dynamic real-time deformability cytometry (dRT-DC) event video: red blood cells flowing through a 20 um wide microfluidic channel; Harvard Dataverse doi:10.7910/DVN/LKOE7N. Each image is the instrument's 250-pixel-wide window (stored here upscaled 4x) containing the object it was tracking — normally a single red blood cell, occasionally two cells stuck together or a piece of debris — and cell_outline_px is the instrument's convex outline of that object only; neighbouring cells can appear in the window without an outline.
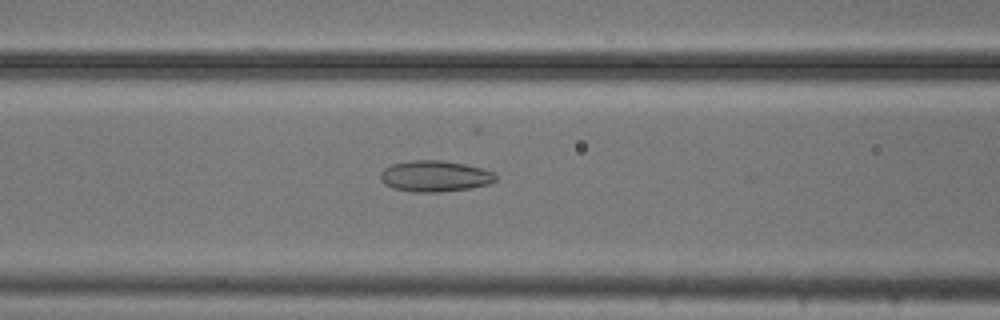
{"species": "common noctule bat (a hibernating species)", "species_latin": "Nyctalus noctula", "temperature_condition": "cold", "stored_images_in_passage": 43, "camera_frame_rate_fps": 3000, "um_per_image_px": 0.085, "animal": {"sex": "male", "body_mass_g": 20.5, "forearm_length_mm": 52.5}, "frame": {"image": 1, "passage_image": 22, "time_ms": 7.0, "image_size_px": [1000, 320], "cell_outline_px": [[496, 180], [488, 184], [468, 188], [440, 192], [412, 192], [396, 188], [384, 184], [380, 180], [380, 172], [384, 168], [392, 164], [412, 160], [444, 160], [464, 164], [480, 168], [492, 172], [496, 176]], "centroid_in_image_um": [36.92, 14.97], "position_along_channel_um": 129.7, "area_um2": 20.75}}
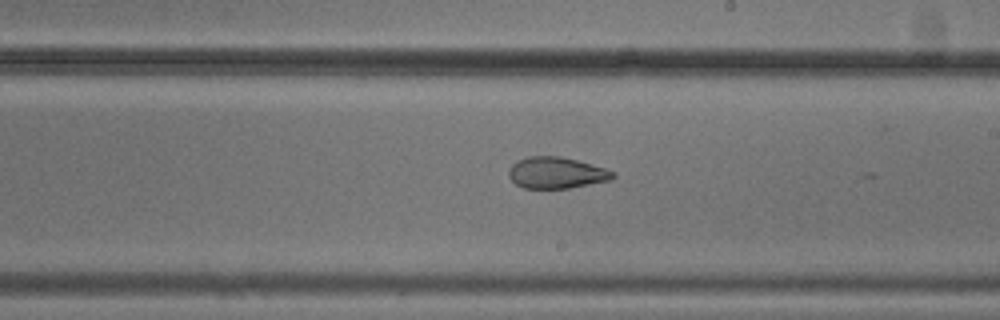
{"frame": {"image": 2, "passage_image": 31, "time_ms": 10.0, "image_size_px": [1000, 320], "cell_outline_px": [[616, 176], [612, 180], [568, 188], [524, 188], [516, 184], [508, 176], [508, 168], [516, 160], [528, 156], [560, 156], [576, 160], [604, 168], [616, 172]], "centroid_in_image_um": [47.28, 14.68], "position_along_channel_um": 241.7, "area_um2": 19.13}}
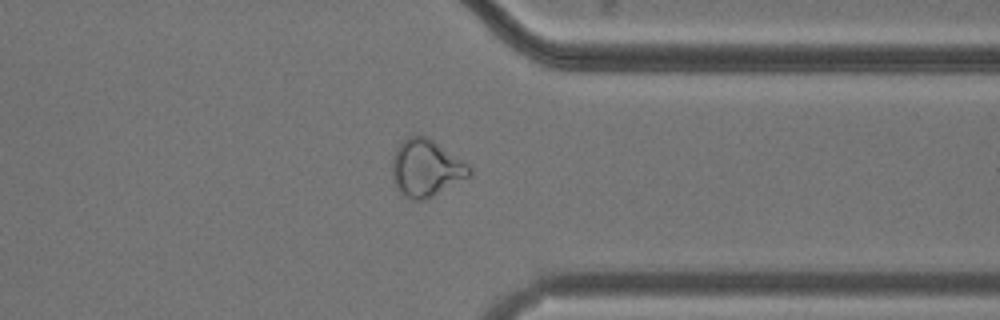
{"frame": {"image": 3, "passage_image": 42, "time_ms": 13.667, "image_size_px": [1000, 320], "cell_outline_px": [[472, 176], [424, 200], [412, 200], [400, 192], [396, 188], [392, 176], [392, 156], [396, 148], [408, 136], [428, 136], [468, 164], [472, 168]], "centroid_in_image_um": [36.22, 14.29], "position_along_channel_um": 375.2, "area_um2": 25.78}}